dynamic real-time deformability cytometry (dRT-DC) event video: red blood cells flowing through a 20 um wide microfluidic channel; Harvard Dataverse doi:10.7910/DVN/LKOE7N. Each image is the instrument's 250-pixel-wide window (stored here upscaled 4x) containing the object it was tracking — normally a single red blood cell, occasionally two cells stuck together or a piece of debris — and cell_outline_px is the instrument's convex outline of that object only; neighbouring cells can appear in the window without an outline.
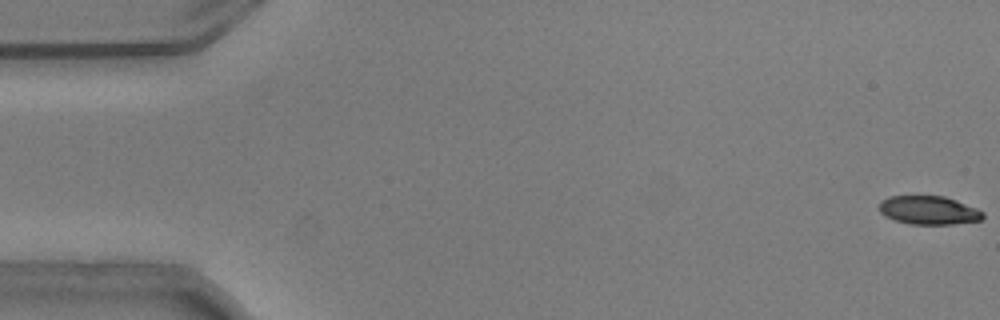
{"species": "common noctule bat (a hibernating species)", "species_latin": "Nyctalus noctula", "temperature_condition": "warm", "stored_images_in_passage": 55, "camera_frame_rate_fps": 3000, "um_per_image_px": 0.085, "animal": {"sex": "male", "body_mass_g": 20.5, "forearm_length_mm": 52.5}, "frame": {"image": 1, "passage_image": 1, "time_ms": 0.0, "image_size_px": [1000, 320], "cell_outline_px": [[984, 216], [980, 220], [952, 224], [912, 224], [896, 220], [884, 216], [880, 212], [880, 200], [888, 196], [944, 196], [956, 200], [976, 208], [984, 212]], "centroid_in_image_um": [78.93, 17.86], "position_along_channel_um": 6.1, "area_um2": 17.17}}
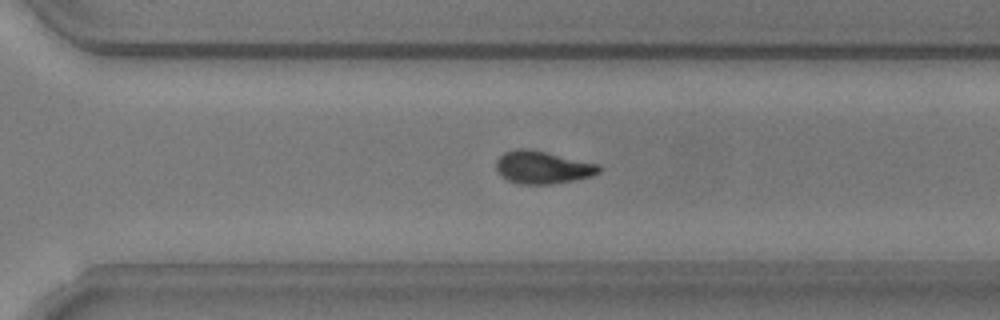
{"frame": {"image": 2, "passage_image": 38, "time_ms": 12.333, "image_size_px": [1000, 320], "cell_outline_px": [[600, 172], [592, 176], [572, 180], [548, 184], [520, 184], [508, 180], [496, 168], [496, 160], [504, 152], [516, 148], [528, 148], [600, 164]], "centroid_in_image_um": [46.13, 14.21], "position_along_channel_um": 324.5, "area_um2": 19.42}}
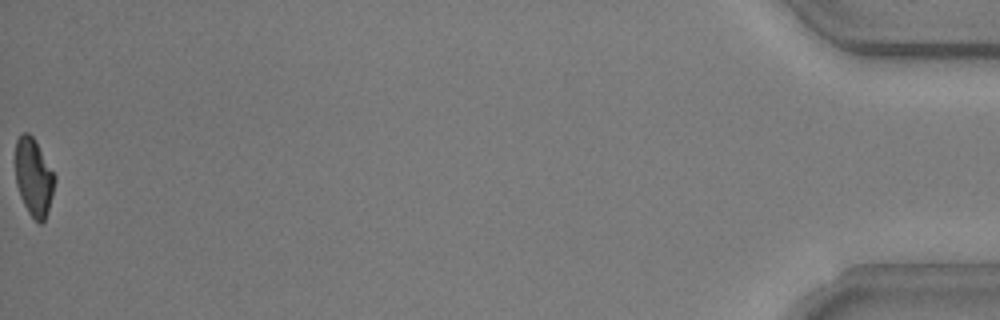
{"frame": {"image": 3, "passage_image": 55, "time_ms": 18.0, "image_size_px": [1000, 320], "cell_outline_px": [[56, 180], [48, 212], [44, 220], [40, 224], [28, 212], [20, 196], [16, 184], [16, 140], [24, 132], [28, 132], [32, 136], [56, 176]], "centroid_in_image_um": [2.87, 15.08], "position_along_channel_um": 432.3, "area_um2": 17.57}, "authors_computed_cell_mechanics": {"area_um2": 19.4208, "velocity_mm_per_s": 3.7367, "shape_relaxation_time_tau1_ms": 3.1282, "shape_relaxation_time_tau2_ms": 2.9736, "deformation_change_tau1": 0.1656, "deformation_change_tau2": 0.0966}}